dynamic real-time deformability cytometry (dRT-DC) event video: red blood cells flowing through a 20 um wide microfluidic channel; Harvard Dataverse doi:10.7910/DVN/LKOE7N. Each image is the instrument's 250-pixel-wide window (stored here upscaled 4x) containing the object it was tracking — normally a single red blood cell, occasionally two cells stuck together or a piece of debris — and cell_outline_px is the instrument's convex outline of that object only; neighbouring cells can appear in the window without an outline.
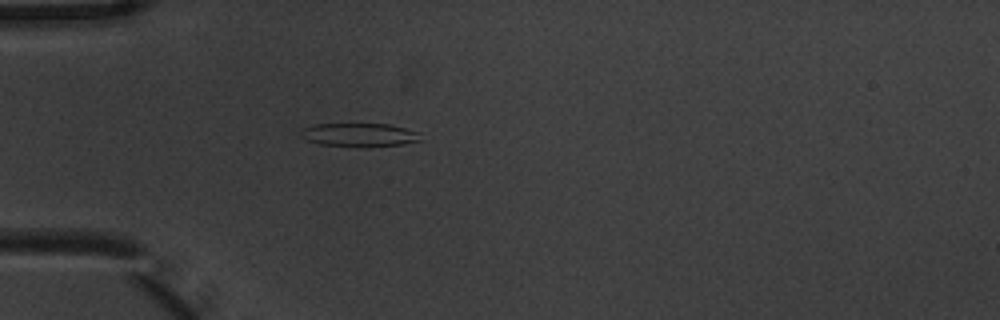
{"species": "common noctule bat (a hibernating species)", "species_latin": "Nyctalus noctula", "temperature_condition": "warm", "stored_images_in_passage": 5, "camera_frame_rate_fps": 3000, "um_per_image_px": 0.085, "animal": {"sex": "male", "body_mass_g": 20.1, "forearm_length_mm": 53.5}, "frame": {"image": 1, "passage_image": 5, "time_ms": 1.333, "image_size_px": [1000, 320], "cell_outline_px": [[424, 140], [400, 144], [364, 148], [320, 144], [308, 140], [300, 136], [300, 132], [304, 128], [316, 124], [388, 124], [404, 128], [416, 132]], "centroid_in_image_um": [30.54, 11.48], "position_along_channel_um": 54.5, "area_um2": 16.42}}